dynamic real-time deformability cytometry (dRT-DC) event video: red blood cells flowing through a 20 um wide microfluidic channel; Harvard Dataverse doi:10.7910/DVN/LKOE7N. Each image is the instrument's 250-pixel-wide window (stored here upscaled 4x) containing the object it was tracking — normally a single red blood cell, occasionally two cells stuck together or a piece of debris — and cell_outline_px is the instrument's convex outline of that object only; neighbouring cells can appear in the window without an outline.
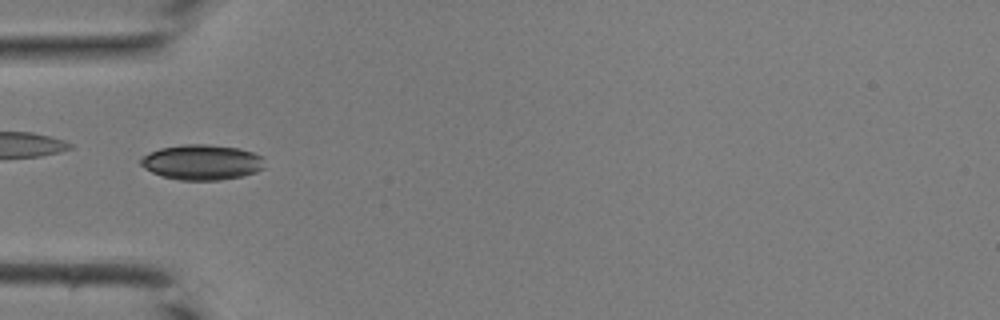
{"species": "common noctule bat (a hibernating species)", "species_latin": "Nyctalus noctula", "temperature_condition": "room temperature", "stored_images_in_passage": 36, "camera_frame_rate_fps": 3000, "um_per_image_px": 0.085, "animal": {"sex": "male", "body_mass_g": 19.0, "forearm_length_mm": 50.8}, "frame": {"image": 1, "passage_image": 8, "time_ms": 2.333, "image_size_px": [1000, 320], "cell_outline_px": [[264, 168], [256, 172], [240, 176], [220, 180], [180, 180], [164, 176], [152, 172], [144, 168], [140, 164], [140, 160], [144, 156], [160, 148], [184, 144], [208, 144], [240, 148], [252, 152], [260, 156]], "centroid_in_image_um": [17.16, 13.78], "position_along_channel_um": 67.8, "area_um2": 25.2}}
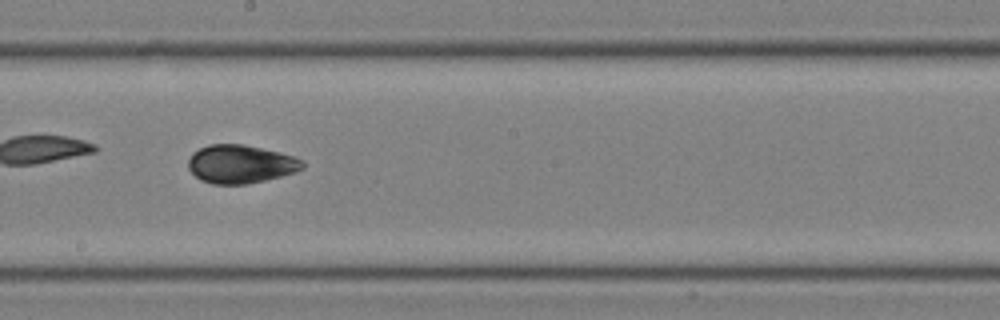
{"frame": {"image": 2, "passage_image": 18, "time_ms": 5.667, "image_size_px": [1000, 320], "cell_outline_px": [[304, 168], [296, 172], [248, 184], [212, 184], [200, 180], [188, 168], [188, 160], [192, 152], [208, 144], [244, 144], [280, 152], [304, 160]], "centroid_in_image_um": [20.44, 13.94], "position_along_channel_um": 227.8, "area_um2": 25.66}}
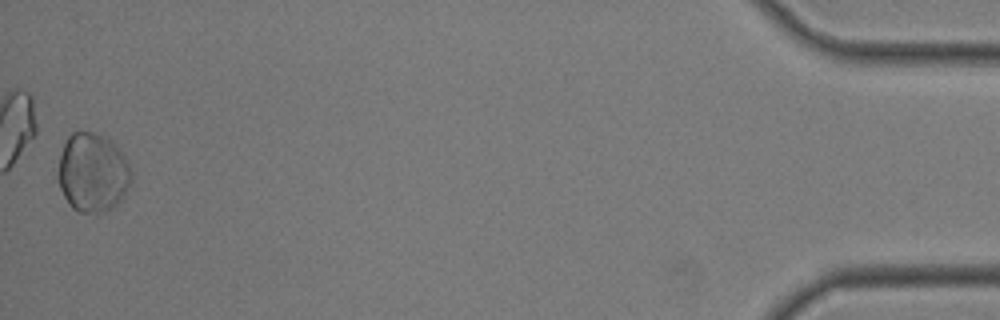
{"frame": {"image": 3, "passage_image": 36, "time_ms": 11.667, "image_size_px": [1000, 320], "cell_outline_px": [[132, 180], [124, 196], [108, 212], [76, 212], [68, 204], [60, 188], [56, 176], [60, 156], [64, 144], [68, 136], [72, 132], [92, 132], [104, 136], [112, 140], [116, 144], [124, 156], [132, 172]], "centroid_in_image_um": [7.87, 14.68], "position_along_channel_um": 427.3, "area_um2": 34.1}}